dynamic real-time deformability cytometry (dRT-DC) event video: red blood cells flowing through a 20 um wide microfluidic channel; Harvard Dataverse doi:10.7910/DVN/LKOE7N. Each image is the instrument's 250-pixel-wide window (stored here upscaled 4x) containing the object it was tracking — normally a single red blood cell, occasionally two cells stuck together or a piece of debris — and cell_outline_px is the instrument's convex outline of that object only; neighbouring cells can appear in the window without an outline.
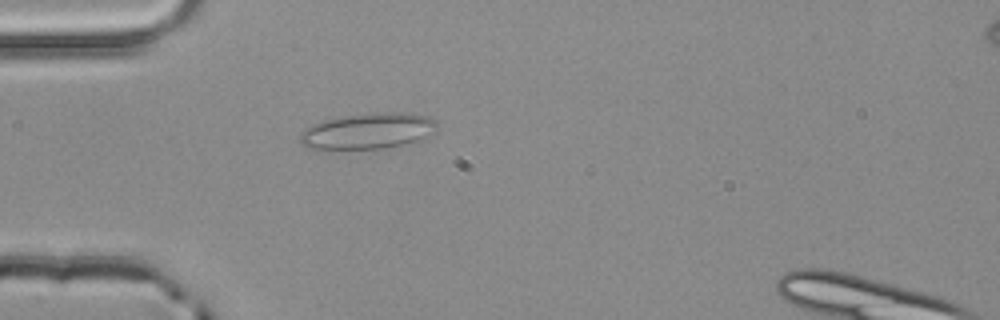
{"species": "common noctule bat (a hibernating species)", "species_latin": "Nyctalus noctula", "temperature_condition": "room temperature", "stored_images_in_passage": 3, "camera_frame_rate_fps": 3000, "um_per_image_px": 0.085, "animal": {"sex": "male", "body_mass_g": 20.4}, "frame": {"image": 1, "passage_image": 3, "time_ms": 0.667, "image_size_px": [1000, 320], "cell_outline_px": [[436, 132], [416, 140], [388, 148], [320, 152], [316, 152], [304, 148], [300, 144], [300, 136], [312, 124], [324, 120], [344, 116], [372, 112], [412, 112], [428, 116], [436, 120]], "centroid_in_image_um": [31.2, 11.18], "position_along_channel_um": 53.8, "area_um2": 29.77}}